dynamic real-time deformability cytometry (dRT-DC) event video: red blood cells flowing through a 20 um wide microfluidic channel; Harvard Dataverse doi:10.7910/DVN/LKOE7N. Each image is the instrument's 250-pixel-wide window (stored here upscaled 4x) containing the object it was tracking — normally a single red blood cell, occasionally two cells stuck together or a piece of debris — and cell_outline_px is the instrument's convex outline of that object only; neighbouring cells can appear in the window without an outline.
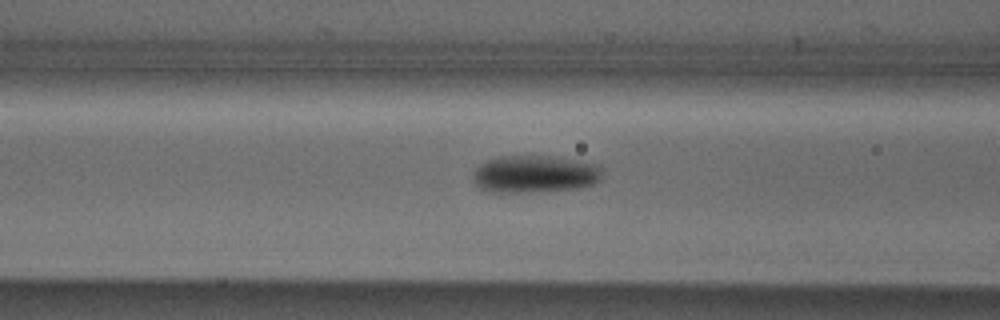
{"species": "Egyptian fruit bat (a non-hibernating species)", "species_latin": "Rousettus aegyptiacus", "temperature_condition": "cold", "stored_images_in_passage": 41, "camera_frame_rate_fps": 3000, "um_per_image_px": 0.085, "animal": {"sex": "male"}, "frame": {"image": 1, "passage_image": 14, "time_ms": 4.333, "image_size_px": [1000, 320], "cell_outline_px": [[600, 180], [592, 184], [580, 188], [528, 192], [492, 192], [480, 188], [476, 184], [472, 176], [476, 168], [484, 160], [500, 156], [556, 156], [580, 160], [600, 164]], "centroid_in_image_um": [45.45, 14.78], "position_along_channel_um": 121.1, "area_um2": 28.38}}
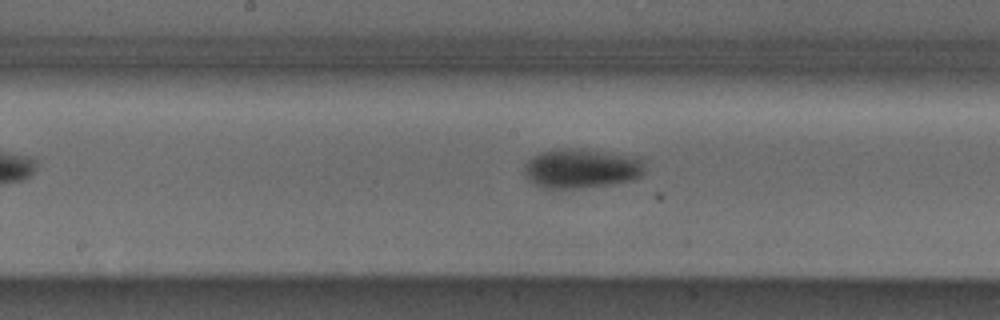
{"frame": {"image": 2, "passage_image": 20, "time_ms": 6.333, "image_size_px": [1000, 320], "cell_outline_px": [[644, 172], [640, 176], [632, 180], [608, 184], [580, 188], [548, 188], [536, 184], [524, 172], [524, 164], [532, 156], [540, 152], [564, 148], [572, 148], [640, 156], [644, 160]], "centroid_in_image_um": [49.46, 14.3], "position_along_channel_um": 198.7, "area_um2": 27.57}}
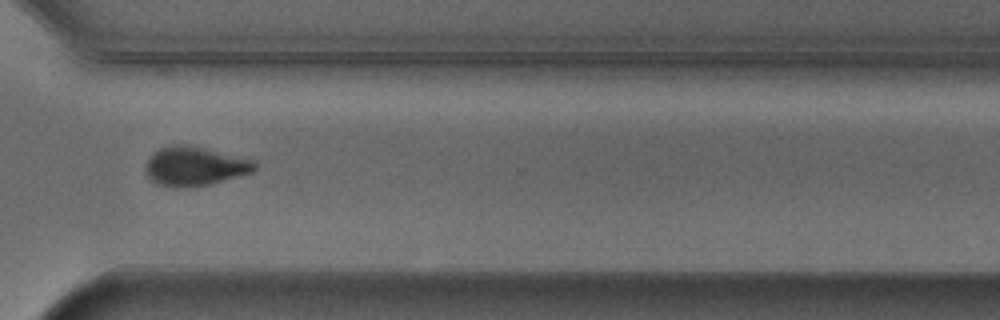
{"frame": {"image": 3, "passage_image": 32, "time_ms": 10.333, "image_size_px": [1000, 320], "cell_outline_px": [[256, 168], [252, 172], [212, 184], [180, 188], [176, 188], [156, 184], [148, 176], [144, 168], [148, 160], [160, 148], [176, 144], [188, 144], [256, 160]], "centroid_in_image_um": [16.57, 14.13], "position_along_channel_um": 354.0, "area_um2": 24.91}, "authors_computed_cell_mechanics": {"area_um2": 26.6458, "velocity_mm_per_s": 3.8792, "shape_relaxation_time_tau1_ms": 2.6397, "shape_relaxation_time_tau2_ms": null, "deformation_change_tau1": 0.1129, "deformation_change_tau2": null}}